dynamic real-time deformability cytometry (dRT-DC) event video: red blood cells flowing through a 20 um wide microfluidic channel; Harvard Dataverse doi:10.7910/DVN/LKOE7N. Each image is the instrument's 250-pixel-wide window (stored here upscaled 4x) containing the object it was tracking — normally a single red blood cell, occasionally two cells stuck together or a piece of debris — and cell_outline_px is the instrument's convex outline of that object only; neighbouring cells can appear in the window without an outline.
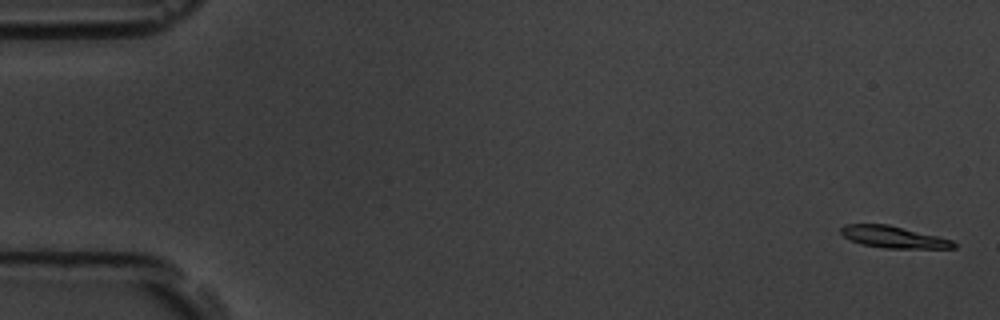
{"species": "common noctule bat (a hibernating species)", "species_latin": "Nyctalus noctula", "temperature_condition": "room temperature", "stored_images_in_passage": 8, "camera_frame_rate_fps": 3000, "um_per_image_px": 0.085, "animal": {"sex": "male", "body_mass_g": 19.5, "forearm_length_mm": 54.6}, "frame": {"image": 1, "passage_image": 1, "time_ms": 0.0, "image_size_px": [1000, 320], "cell_outline_px": [[956, 248], [884, 248], [860, 244], [844, 236], [840, 232], [840, 228], [844, 224], [888, 224], [952, 240], [956, 244]], "centroid_in_image_um": [75.91, 20.14], "position_along_channel_um": 9.1, "area_um2": 14.16}}
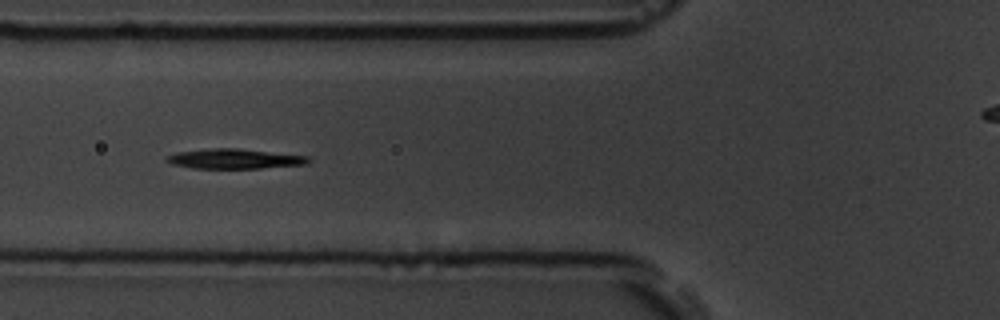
{"frame": {"image": 2, "passage_image": 7, "time_ms": 6.667, "image_size_px": [1000, 320], "cell_outline_px": [[312, 160], [308, 164], [260, 168], [192, 168], [172, 164], [164, 160], [164, 156], [176, 152], [212, 148], [240, 148], [308, 156]], "centroid_in_image_um": [19.92, 13.49], "position_along_channel_um": 105.9, "area_um2": 16.59}}
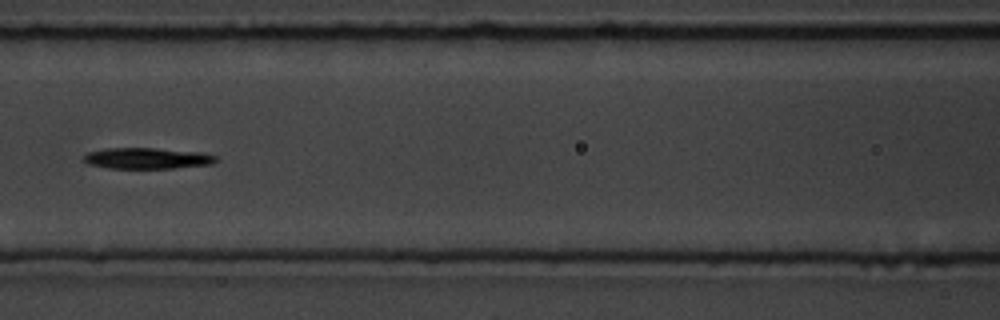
{"frame": {"image": 3, "passage_image": 8, "time_ms": 8.0, "image_size_px": [1000, 320], "cell_outline_px": [[216, 160], [212, 164], [172, 168], [108, 168], [88, 164], [84, 160], [84, 156], [88, 152], [104, 148], [156, 148], [200, 152], [216, 156]], "centroid_in_image_um": [12.48, 13.45], "position_along_channel_um": 154.1, "area_um2": 16.13}}